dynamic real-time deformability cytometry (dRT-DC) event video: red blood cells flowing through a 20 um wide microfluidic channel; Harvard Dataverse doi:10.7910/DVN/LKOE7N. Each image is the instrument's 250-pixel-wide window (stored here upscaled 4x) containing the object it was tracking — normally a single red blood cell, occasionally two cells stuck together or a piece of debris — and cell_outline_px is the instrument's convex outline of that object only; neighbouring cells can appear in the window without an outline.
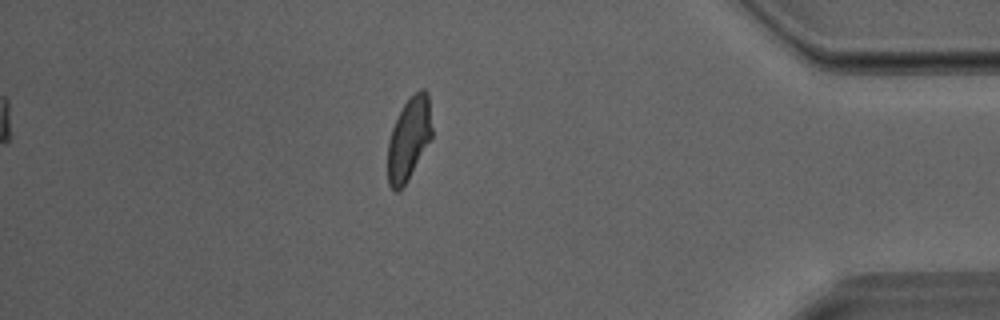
{"species": "Egyptian fruit bat (a non-hibernating species)", "species_latin": "Rousettus aegyptiacus", "temperature_condition": "room temperature", "stored_images_in_passage": 25, "camera_frame_rate_fps": 3000, "um_per_image_px": 0.085, "animal": {"sex": "male"}, "frame": {"image": 1, "passage_image": 25, "time_ms": 8.0, "image_size_px": [1000, 320], "cell_outline_px": [[432, 140], [408, 180], [396, 192], [388, 184], [388, 140], [392, 128], [404, 104], [420, 88], [424, 88], [428, 92], [432, 128]], "centroid_in_image_um": [34.78, 11.8], "position_along_channel_um": 400.4, "area_um2": 21.39}}